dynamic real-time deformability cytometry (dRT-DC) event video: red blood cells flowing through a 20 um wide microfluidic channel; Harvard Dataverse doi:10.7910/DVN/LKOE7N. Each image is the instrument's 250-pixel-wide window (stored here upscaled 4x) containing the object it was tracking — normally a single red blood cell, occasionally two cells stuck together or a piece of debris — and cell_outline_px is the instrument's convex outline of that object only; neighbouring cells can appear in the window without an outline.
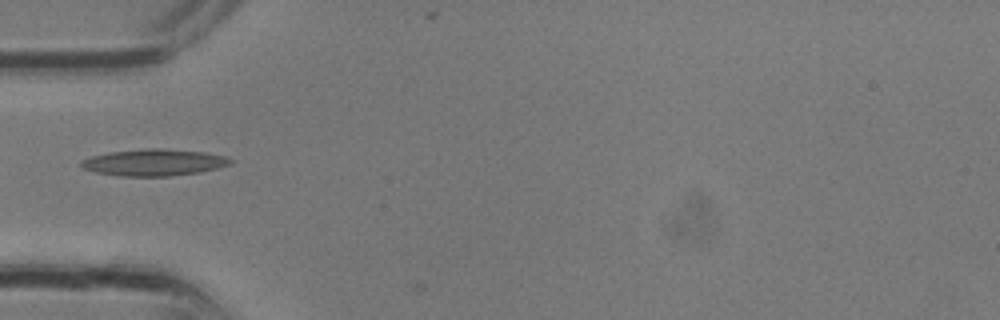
{"species": "common noctule bat (a hibernating species)", "species_latin": "Nyctalus noctula", "temperature_condition": "room temperature", "stored_images_in_passage": 13, "camera_frame_rate_fps": 3000, "um_per_image_px": 0.085, "animal": {"sex": "male", "body_mass_g": 13.3}, "frame": {"image": 1, "passage_image": 10, "time_ms": 3.0, "image_size_px": [1000, 320], "cell_outline_px": [[232, 164], [200, 172], [168, 176], [120, 176], [96, 172], [84, 168], [80, 164], [80, 160], [92, 156], [108, 152], [148, 148], [164, 148], [204, 152], [224, 156], [232, 160]], "centroid_in_image_um": [13.08, 13.8], "position_along_channel_um": 71.9, "area_um2": 23.12}}